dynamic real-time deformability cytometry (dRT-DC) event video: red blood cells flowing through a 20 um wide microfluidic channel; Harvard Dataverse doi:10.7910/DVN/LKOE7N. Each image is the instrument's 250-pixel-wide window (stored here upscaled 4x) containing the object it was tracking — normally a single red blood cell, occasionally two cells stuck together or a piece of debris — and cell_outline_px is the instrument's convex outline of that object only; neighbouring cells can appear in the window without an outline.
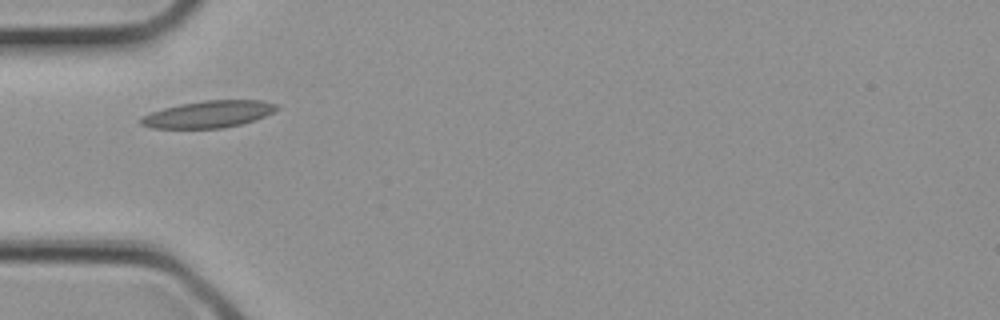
{"species": "common noctule bat (a hibernating species)", "species_latin": "Nyctalus noctula", "temperature_condition": "cold", "stored_images_in_passage": 2, "camera_frame_rate_fps": 3000, "um_per_image_px": 0.085, "animal": {"sex": "female", "body_mass_g": 21.9}, "frame": {"image": 1, "passage_image": 2, "time_ms": 0.333, "image_size_px": [1000, 320], "cell_outline_px": [[280, 108], [256, 120], [224, 128], [152, 128], [140, 124], [140, 120], [144, 116], [152, 112], [164, 108], [180, 104], [204, 100], [264, 100], [276, 104]], "centroid_in_image_um": [17.76, 9.7], "position_along_channel_um": 67.2, "area_um2": 21.21}}